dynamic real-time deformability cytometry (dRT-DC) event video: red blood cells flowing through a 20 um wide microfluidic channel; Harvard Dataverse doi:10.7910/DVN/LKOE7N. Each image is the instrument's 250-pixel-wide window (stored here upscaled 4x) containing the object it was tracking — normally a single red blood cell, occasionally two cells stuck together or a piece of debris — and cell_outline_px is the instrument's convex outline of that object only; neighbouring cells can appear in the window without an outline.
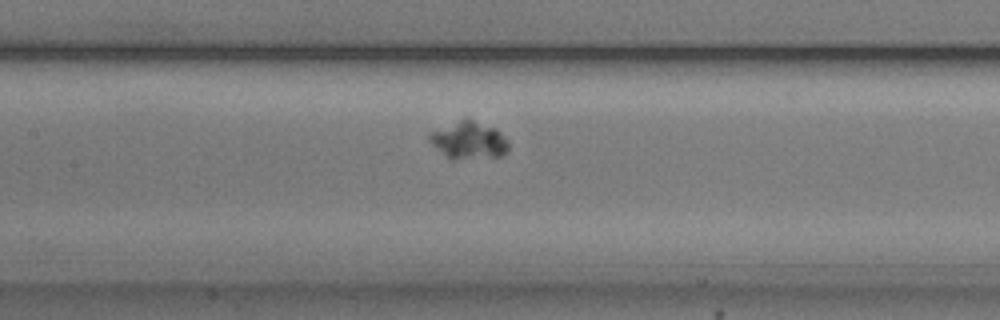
{"species": "common noctule bat (a hibernating species)", "species_latin": "Nyctalus noctula", "temperature_condition": "cold", "stored_images_in_passage": 24, "camera_frame_rate_fps": 3000, "um_per_image_px": 0.085, "animal": {"sex": "male", "body_mass_g": 20.5, "forearm_length_mm": 52.5}, "frame": {"image": 1, "passage_image": 24, "time_ms": 7.667, "image_size_px": [1000, 320], "cell_outline_px": [[508, 148], [500, 156], [452, 160], [432, 144], [428, 140], [428, 132], [460, 120], [472, 120], [496, 128], [508, 140]], "centroid_in_image_um": [39.83, 11.93], "position_along_channel_um": 167.6, "area_um2": 16.99}}